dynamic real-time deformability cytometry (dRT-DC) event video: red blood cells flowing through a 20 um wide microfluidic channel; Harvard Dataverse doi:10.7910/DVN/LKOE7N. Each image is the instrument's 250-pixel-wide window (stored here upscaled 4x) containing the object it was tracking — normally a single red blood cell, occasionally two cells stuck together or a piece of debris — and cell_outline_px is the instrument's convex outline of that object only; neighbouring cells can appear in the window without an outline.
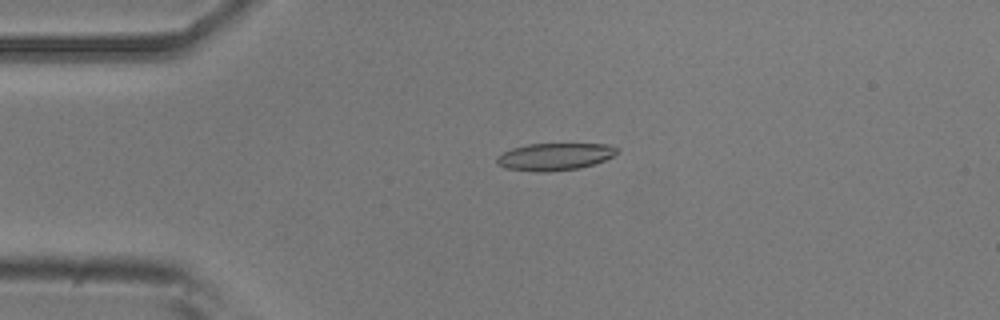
{"species": "common noctule bat (a hibernating species)", "species_latin": "Nyctalus noctula", "temperature_condition": "room temperature", "stored_images_in_passage": 52, "camera_frame_rate_fps": 3000, "um_per_image_px": 0.085, "animal": {"sex": "male", "body_mass_g": 20.5, "forearm_length_mm": 52.5}, "frame": {"image": 1, "passage_image": 12, "time_ms": 3.667, "image_size_px": [1000, 320], "cell_outline_px": [[620, 148], [612, 156], [604, 160], [580, 168], [548, 172], [536, 172], [504, 168], [496, 164], [496, 156], [512, 148], [528, 144], [608, 144]], "centroid_in_image_um": [47.11, 13.32], "position_along_channel_um": 37.9, "area_um2": 19.13}}
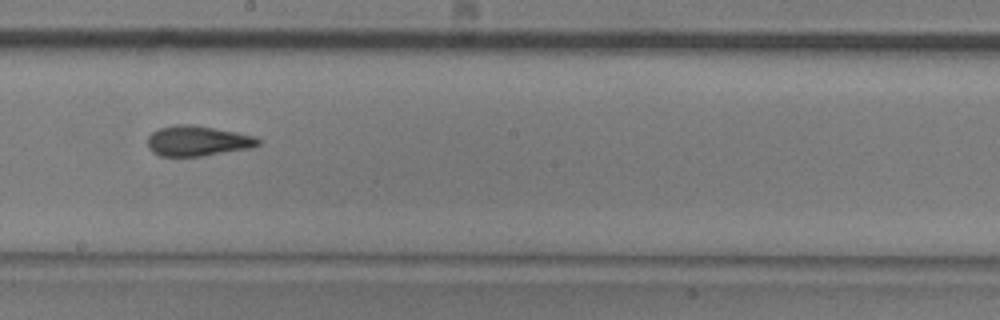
{"frame": {"image": 2, "passage_image": 29, "time_ms": 9.333, "image_size_px": [1000, 320], "cell_outline_px": [[260, 144], [252, 148], [200, 156], [160, 156], [152, 152], [148, 148], [148, 136], [152, 132], [160, 128], [172, 124], [192, 124], [236, 132], [256, 136], [260, 140]], "centroid_in_image_um": [16.79, 11.97], "position_along_channel_um": 231.4, "area_um2": 19.59}}
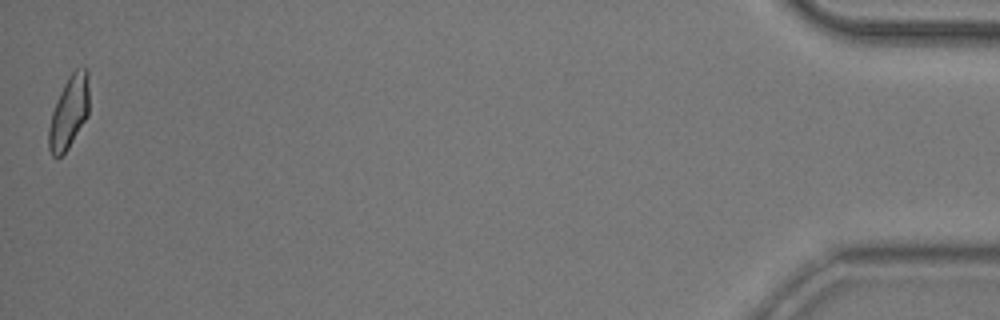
{"frame": {"image": 3, "passage_image": 52, "time_ms": 17.0, "image_size_px": [1000, 320], "cell_outline_px": [[88, 116], [68, 148], [60, 156], [52, 156], [48, 148], [48, 128], [52, 112], [60, 92], [64, 84], [72, 72], [76, 68], [88, 68]], "centroid_in_image_um": [5.86, 9.54], "position_along_channel_um": 429.3, "area_um2": 16.94}, "authors_computed_cell_mechanics": {"area_um2": 19.2474, "velocity_mm_per_s": 3.892, "shape_relaxation_time_tau1_ms": 7.4218, "shape_relaxation_time_tau2_ms": 1.8368, "deformation_change_tau1": 0.2216, "deformation_change_tau2": 0.099}}